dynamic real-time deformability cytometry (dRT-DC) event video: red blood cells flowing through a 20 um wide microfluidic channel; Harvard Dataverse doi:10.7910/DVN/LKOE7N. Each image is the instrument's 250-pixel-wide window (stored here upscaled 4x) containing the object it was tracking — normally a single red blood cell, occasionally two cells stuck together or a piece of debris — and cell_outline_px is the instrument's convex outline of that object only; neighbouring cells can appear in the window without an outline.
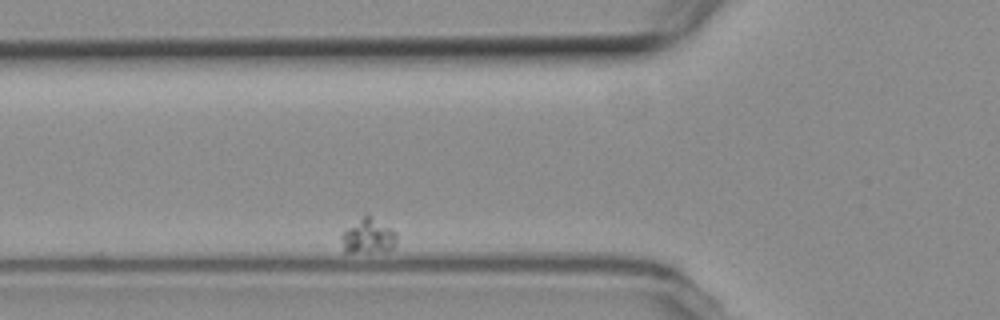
{"species": "common noctule bat (a hibernating species)", "species_latin": "Nyctalus noctula", "temperature_condition": "room temperature", "stored_images_in_passage": 9, "camera_frame_rate_fps": 3000, "um_per_image_px": 0.085, "animal": {"sex": "female", "body_mass_g": 19.3, "forearm_length_mm": 54.1}, "frame": {"image": 1, "passage_image": 2, "time_ms": 1.0, "image_size_px": [1000, 320], "cell_outline_px": [[396, 244], [388, 252], [344, 252], [340, 236], [364, 212], [368, 212], [396, 232]], "centroid_in_image_um": [31.31, 20.05], "position_along_channel_um": 94.5, "area_um2": 11.62}}
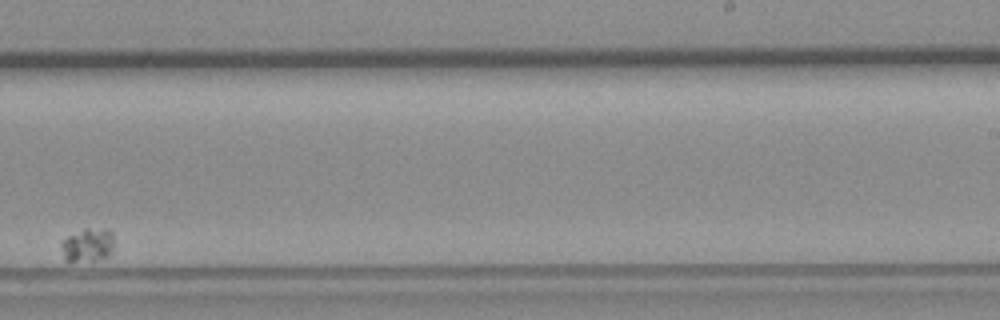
{"frame": {"image": 2, "passage_image": 9, "time_ms": 9.333, "image_size_px": [1000, 320], "cell_outline_px": [[112, 248], [108, 256], [92, 260], [68, 264], [64, 260], [60, 248], [60, 244], [68, 236], [84, 228], [108, 228], [112, 232]], "centroid_in_image_um": [7.39, 20.84], "position_along_channel_um": 281.6, "area_um2": 10.58}}